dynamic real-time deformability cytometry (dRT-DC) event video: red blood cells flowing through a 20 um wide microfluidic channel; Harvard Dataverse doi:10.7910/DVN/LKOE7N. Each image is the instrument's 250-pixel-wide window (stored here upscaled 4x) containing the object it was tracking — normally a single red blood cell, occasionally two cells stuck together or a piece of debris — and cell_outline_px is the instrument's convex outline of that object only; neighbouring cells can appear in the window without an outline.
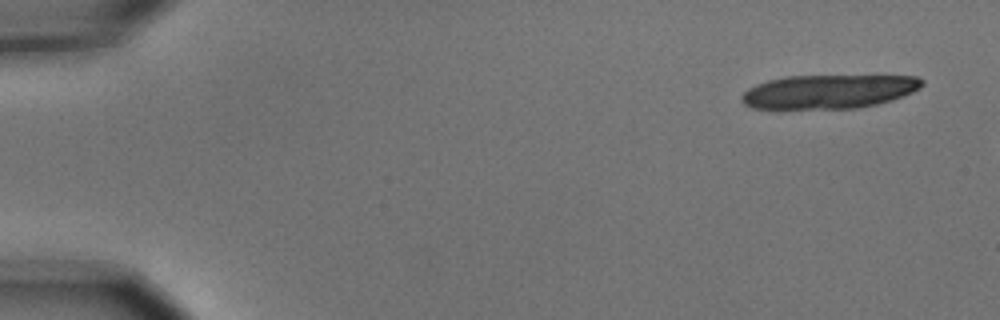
{"species": "common noctule bat (a hibernating species)", "species_latin": "Nyctalus noctula", "temperature_condition": "cold", "stored_images_in_passage": 4, "camera_frame_rate_fps": 3000, "um_per_image_px": 0.085, "animal": {"sex": "male", "body_mass_g": 15.6}, "frame": {"image": 1, "passage_image": 1, "time_ms": 0.0, "image_size_px": [1000, 320], "cell_outline_px": [[924, 84], [920, 88], [912, 92], [892, 100], [876, 104], [856, 108], [752, 108], [744, 104], [740, 100], [740, 96], [748, 88], [756, 84], [768, 80], [784, 76], [916, 76], [924, 80]], "centroid_in_image_um": [70.43, 7.77], "position_along_channel_um": 14.6, "area_um2": 35.49}}